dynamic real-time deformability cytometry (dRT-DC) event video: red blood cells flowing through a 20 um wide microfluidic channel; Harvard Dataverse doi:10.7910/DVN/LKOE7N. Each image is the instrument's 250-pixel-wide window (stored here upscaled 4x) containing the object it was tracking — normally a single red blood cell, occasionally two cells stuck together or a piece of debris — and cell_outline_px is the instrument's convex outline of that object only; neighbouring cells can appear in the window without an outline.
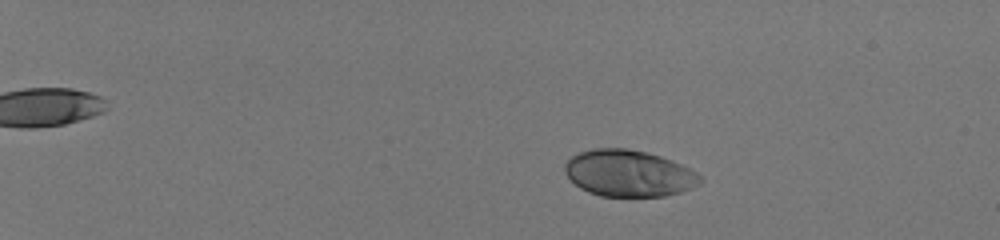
{"species": "human", "species_latin": "Homo sapiens", "temperature_condition": "room temperature", "stored_images_in_passage": 53, "camera_frame_rate_fps": 3000, "um_per_image_px": 0.085, "donor": {"sex": "male"}, "frame": {"image": 1, "passage_image": 9, "time_ms": 2.667, "image_size_px": [1000, 240], "cell_outline_px": [[704, 180], [700, 184], [692, 188], [680, 192], [664, 196], [600, 196], [588, 192], [580, 188], [564, 172], [564, 164], [572, 156], [580, 152], [592, 148], [628, 148], [648, 152], [672, 160], [692, 168]], "centroid_in_image_um": [53.47, 14.72], "position_along_channel_um": 31.5, "area_um2": 36.99}}
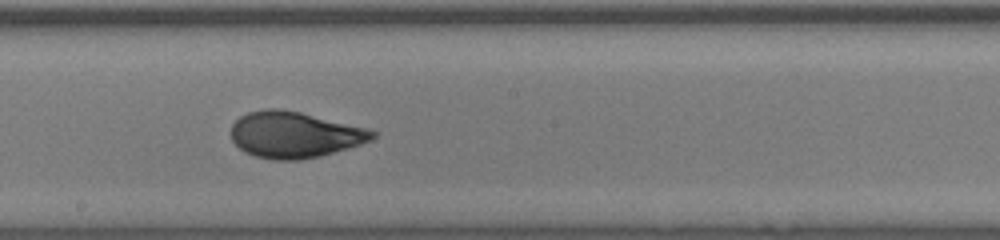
{"frame": {"image": 2, "passage_image": 34, "time_ms": 11.0, "image_size_px": [1000, 240], "cell_outline_px": [[376, 136], [372, 140], [348, 148], [320, 156], [300, 160], [272, 160], [256, 156], [244, 152], [232, 140], [232, 124], [240, 116], [248, 112], [264, 108], [280, 108], [300, 112], [364, 128], [376, 132]], "centroid_in_image_um": [24.99, 11.45], "position_along_channel_um": 223.2, "area_um2": 37.8}}
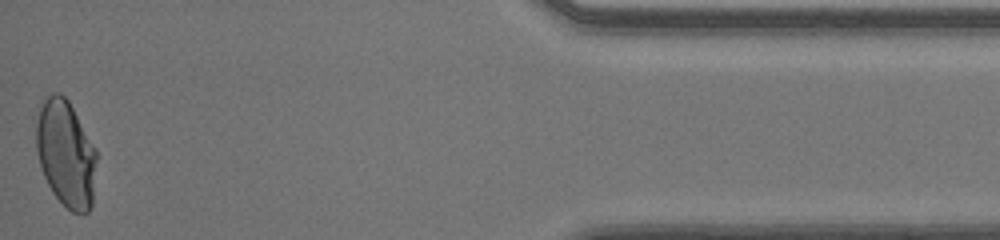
{"frame": {"image": 3, "passage_image": 53, "time_ms": 17.333, "image_size_px": [1000, 240], "cell_outline_px": [[96, 160], [92, 204], [88, 212], [72, 212], [52, 192], [44, 176], [40, 164], [36, 148], [36, 124], [40, 108], [44, 100], [52, 92], [60, 92], [68, 100], [96, 148]], "centroid_in_image_um": [5.6, 13.04], "position_along_channel_um": 429.6, "area_um2": 37.17}, "authors_computed_cell_mechanics": {"area_um2": 37.3388, "velocity_mm_per_s": 4.066, "shape_relaxation_time_tau1_ms": 5.3441, "shape_relaxation_time_tau2_ms": null, "deformation_change_tau1": 0.2087, "deformation_change_tau2": null}}